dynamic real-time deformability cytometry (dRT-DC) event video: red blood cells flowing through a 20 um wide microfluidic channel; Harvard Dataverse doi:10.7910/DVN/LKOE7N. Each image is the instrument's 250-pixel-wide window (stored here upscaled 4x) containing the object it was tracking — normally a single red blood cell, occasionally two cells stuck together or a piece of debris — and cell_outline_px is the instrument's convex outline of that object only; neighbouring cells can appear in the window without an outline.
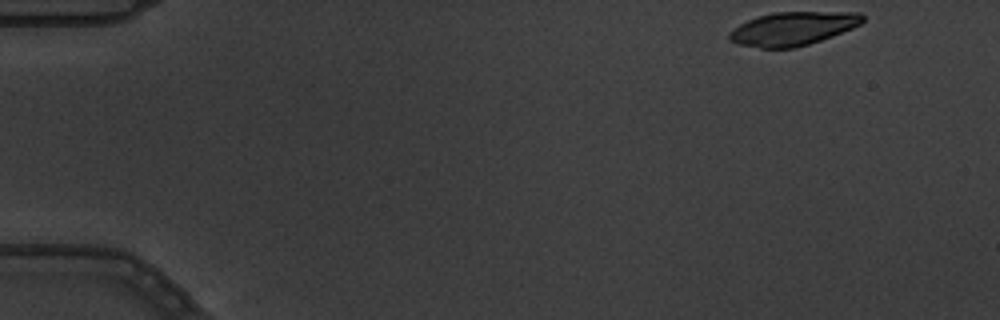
{"species": "common noctule bat (a hibernating species)", "species_latin": "Nyctalus noctula", "temperature_condition": "warm", "stored_images_in_passage": 7, "camera_frame_rate_fps": 3000, "um_per_image_px": 0.085, "animal": {"sex": "male", "body_mass_g": 19.5, "forearm_length_mm": 54.6}, "frame": {"image": 1, "passage_image": 1, "time_ms": 0.0, "image_size_px": [1000, 320], "cell_outline_px": [[864, 20], [860, 24], [852, 28], [832, 36], [796, 48], [760, 48], [736, 44], [728, 40], [728, 32], [732, 28], [748, 20], [772, 12], [860, 12], [864, 16]], "centroid_in_image_um": [67.35, 2.43], "position_along_channel_um": 17.6, "area_um2": 26.13}}